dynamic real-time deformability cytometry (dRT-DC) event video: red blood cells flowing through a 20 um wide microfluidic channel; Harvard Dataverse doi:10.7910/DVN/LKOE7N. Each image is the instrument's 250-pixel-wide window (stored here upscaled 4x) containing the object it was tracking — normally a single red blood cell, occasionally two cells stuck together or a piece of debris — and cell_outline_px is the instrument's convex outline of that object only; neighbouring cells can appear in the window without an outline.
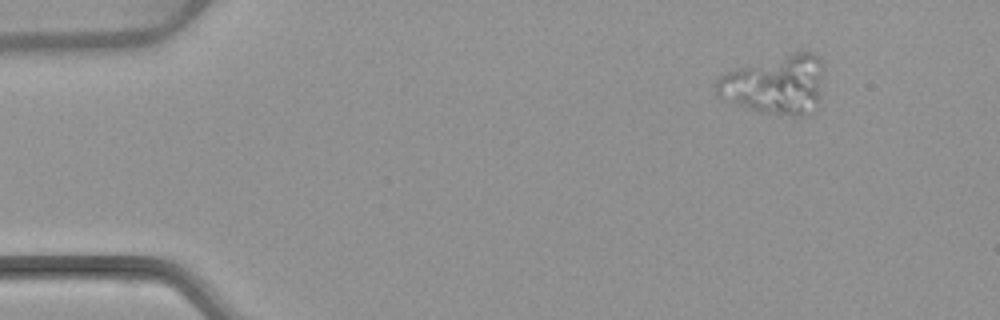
{"species": "common noctule bat (a hibernating species)", "species_latin": "Nyctalus noctula", "temperature_condition": "warm", "stored_images_in_passage": 4, "camera_frame_rate_fps": 3000, "um_per_image_px": 0.085, "animal": {"sex": "female", "body_mass_g": 22.7, "forearm_length_mm": 54.2}, "frame": {"image": 1, "passage_image": 2, "time_ms": 1.333, "image_size_px": [1000, 320], "cell_outline_px": [[824, 68], [820, 100], [812, 116], [800, 116], [764, 112], [748, 108], [720, 100], [716, 96], [716, 80], [724, 72], [736, 68], [792, 52], [812, 52], [820, 56], [824, 64]], "centroid_in_image_um": [65.94, 7.19], "position_along_channel_um": 19.1, "area_um2": 37.86}}
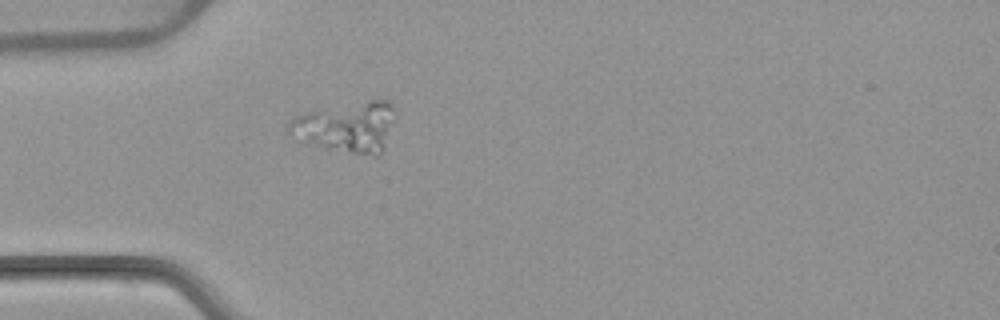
{"frame": {"image": 2, "passage_image": 4, "time_ms": 4.667, "image_size_px": [1000, 320], "cell_outline_px": [[396, 116], [384, 148], [376, 156], [328, 148], [304, 140], [288, 132], [288, 124], [296, 116], [304, 112], [368, 100], [388, 100], [392, 104]], "centroid_in_image_um": [29.54, 10.75], "position_along_channel_um": 55.5, "area_um2": 30.52}}